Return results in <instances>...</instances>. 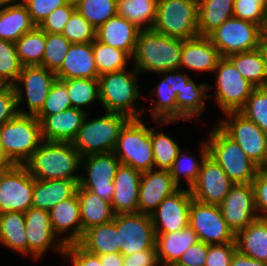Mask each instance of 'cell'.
I'll return each mask as SVG.
<instances>
[{
  "instance_id": "cell-1",
  "label": "cell",
  "mask_w": 267,
  "mask_h": 266,
  "mask_svg": "<svg viewBox=\"0 0 267 266\" xmlns=\"http://www.w3.org/2000/svg\"><path fill=\"white\" fill-rule=\"evenodd\" d=\"M81 156L71 142L45 141L24 164L37 180L69 179L79 183L75 172L81 167Z\"/></svg>"
},
{
  "instance_id": "cell-2",
  "label": "cell",
  "mask_w": 267,
  "mask_h": 266,
  "mask_svg": "<svg viewBox=\"0 0 267 266\" xmlns=\"http://www.w3.org/2000/svg\"><path fill=\"white\" fill-rule=\"evenodd\" d=\"M182 50V39L155 32L141 30L132 56L134 68L141 72L178 70Z\"/></svg>"
},
{
  "instance_id": "cell-3",
  "label": "cell",
  "mask_w": 267,
  "mask_h": 266,
  "mask_svg": "<svg viewBox=\"0 0 267 266\" xmlns=\"http://www.w3.org/2000/svg\"><path fill=\"white\" fill-rule=\"evenodd\" d=\"M139 74L134 68L133 72L120 70L99 76V101L106 112L123 114L130 119L142 118L143 109L135 106L142 98L137 83Z\"/></svg>"
},
{
  "instance_id": "cell-4",
  "label": "cell",
  "mask_w": 267,
  "mask_h": 266,
  "mask_svg": "<svg viewBox=\"0 0 267 266\" xmlns=\"http://www.w3.org/2000/svg\"><path fill=\"white\" fill-rule=\"evenodd\" d=\"M88 115L71 142L74 148L81 157L113 152L120 132L130 118L119 113L105 112L103 116L88 121Z\"/></svg>"
},
{
  "instance_id": "cell-5",
  "label": "cell",
  "mask_w": 267,
  "mask_h": 266,
  "mask_svg": "<svg viewBox=\"0 0 267 266\" xmlns=\"http://www.w3.org/2000/svg\"><path fill=\"white\" fill-rule=\"evenodd\" d=\"M0 139L5 156L14 165H24L43 141L40 121L18 113L0 127Z\"/></svg>"
},
{
  "instance_id": "cell-6",
  "label": "cell",
  "mask_w": 267,
  "mask_h": 266,
  "mask_svg": "<svg viewBox=\"0 0 267 266\" xmlns=\"http://www.w3.org/2000/svg\"><path fill=\"white\" fill-rule=\"evenodd\" d=\"M206 142L209 156L220 165L233 183H252L260 167L217 125L209 132Z\"/></svg>"
},
{
  "instance_id": "cell-7",
  "label": "cell",
  "mask_w": 267,
  "mask_h": 266,
  "mask_svg": "<svg viewBox=\"0 0 267 266\" xmlns=\"http://www.w3.org/2000/svg\"><path fill=\"white\" fill-rule=\"evenodd\" d=\"M113 153L120 164L140 172L154 169L153 147L150 128L142 119H130L120 132Z\"/></svg>"
},
{
  "instance_id": "cell-8",
  "label": "cell",
  "mask_w": 267,
  "mask_h": 266,
  "mask_svg": "<svg viewBox=\"0 0 267 266\" xmlns=\"http://www.w3.org/2000/svg\"><path fill=\"white\" fill-rule=\"evenodd\" d=\"M151 29L182 40L199 36L197 0H158Z\"/></svg>"
},
{
  "instance_id": "cell-9",
  "label": "cell",
  "mask_w": 267,
  "mask_h": 266,
  "mask_svg": "<svg viewBox=\"0 0 267 266\" xmlns=\"http://www.w3.org/2000/svg\"><path fill=\"white\" fill-rule=\"evenodd\" d=\"M221 57L259 49L263 29L252 22L232 17L208 36Z\"/></svg>"
},
{
  "instance_id": "cell-10",
  "label": "cell",
  "mask_w": 267,
  "mask_h": 266,
  "mask_svg": "<svg viewBox=\"0 0 267 266\" xmlns=\"http://www.w3.org/2000/svg\"><path fill=\"white\" fill-rule=\"evenodd\" d=\"M214 72L217 74L215 86H208V90L215 88L216 103L223 113L238 112L255 87L240 74L227 57L220 58Z\"/></svg>"
},
{
  "instance_id": "cell-11",
  "label": "cell",
  "mask_w": 267,
  "mask_h": 266,
  "mask_svg": "<svg viewBox=\"0 0 267 266\" xmlns=\"http://www.w3.org/2000/svg\"><path fill=\"white\" fill-rule=\"evenodd\" d=\"M227 120H221L218 127L259 167H264L267 155V134L254 122L239 112L224 113Z\"/></svg>"
},
{
  "instance_id": "cell-12",
  "label": "cell",
  "mask_w": 267,
  "mask_h": 266,
  "mask_svg": "<svg viewBox=\"0 0 267 266\" xmlns=\"http://www.w3.org/2000/svg\"><path fill=\"white\" fill-rule=\"evenodd\" d=\"M34 178L25 165L0 169V214L25 213L32 207Z\"/></svg>"
},
{
  "instance_id": "cell-13",
  "label": "cell",
  "mask_w": 267,
  "mask_h": 266,
  "mask_svg": "<svg viewBox=\"0 0 267 266\" xmlns=\"http://www.w3.org/2000/svg\"><path fill=\"white\" fill-rule=\"evenodd\" d=\"M189 225L198 241L209 245L235 241V233L223 218L219 205L205 204L192 199L189 207Z\"/></svg>"
},
{
  "instance_id": "cell-14",
  "label": "cell",
  "mask_w": 267,
  "mask_h": 266,
  "mask_svg": "<svg viewBox=\"0 0 267 266\" xmlns=\"http://www.w3.org/2000/svg\"><path fill=\"white\" fill-rule=\"evenodd\" d=\"M118 244L123 256L156 248V234L151 216L144 213L117 214Z\"/></svg>"
},
{
  "instance_id": "cell-15",
  "label": "cell",
  "mask_w": 267,
  "mask_h": 266,
  "mask_svg": "<svg viewBox=\"0 0 267 266\" xmlns=\"http://www.w3.org/2000/svg\"><path fill=\"white\" fill-rule=\"evenodd\" d=\"M56 79L55 72L45 67H22L20 75L13 84V87L16 92L17 107L19 108L24 101L23 99L26 98L29 112L23 109H18V112L20 114L36 115L43 107L47 95ZM22 89L25 90V93Z\"/></svg>"
},
{
  "instance_id": "cell-16",
  "label": "cell",
  "mask_w": 267,
  "mask_h": 266,
  "mask_svg": "<svg viewBox=\"0 0 267 266\" xmlns=\"http://www.w3.org/2000/svg\"><path fill=\"white\" fill-rule=\"evenodd\" d=\"M81 165L85 167L87 175L80 176L78 185L111 202L114 193L113 180L120 165L115 154L108 152L87 155L81 158Z\"/></svg>"
},
{
  "instance_id": "cell-17",
  "label": "cell",
  "mask_w": 267,
  "mask_h": 266,
  "mask_svg": "<svg viewBox=\"0 0 267 266\" xmlns=\"http://www.w3.org/2000/svg\"><path fill=\"white\" fill-rule=\"evenodd\" d=\"M234 185L220 165L208 155L190 193L196 201L219 205Z\"/></svg>"
},
{
  "instance_id": "cell-18",
  "label": "cell",
  "mask_w": 267,
  "mask_h": 266,
  "mask_svg": "<svg viewBox=\"0 0 267 266\" xmlns=\"http://www.w3.org/2000/svg\"><path fill=\"white\" fill-rule=\"evenodd\" d=\"M192 199L190 190L181 188L162 200L150 214L155 234L176 232L187 227Z\"/></svg>"
},
{
  "instance_id": "cell-19",
  "label": "cell",
  "mask_w": 267,
  "mask_h": 266,
  "mask_svg": "<svg viewBox=\"0 0 267 266\" xmlns=\"http://www.w3.org/2000/svg\"><path fill=\"white\" fill-rule=\"evenodd\" d=\"M26 236L28 240V255L38 259L44 255L51 246L64 256L65 243L58 239L52 228L50 213L36 208H29L25 213ZM54 243V244H53Z\"/></svg>"
},
{
  "instance_id": "cell-20",
  "label": "cell",
  "mask_w": 267,
  "mask_h": 266,
  "mask_svg": "<svg viewBox=\"0 0 267 266\" xmlns=\"http://www.w3.org/2000/svg\"><path fill=\"white\" fill-rule=\"evenodd\" d=\"M223 218L236 234L258 218L252 183L235 184L219 204Z\"/></svg>"
},
{
  "instance_id": "cell-21",
  "label": "cell",
  "mask_w": 267,
  "mask_h": 266,
  "mask_svg": "<svg viewBox=\"0 0 267 266\" xmlns=\"http://www.w3.org/2000/svg\"><path fill=\"white\" fill-rule=\"evenodd\" d=\"M179 71L178 69L158 73H166L165 75L168 74V76L151 90L152 96L158 97V100L151 98L154 101V107L150 109L152 120L157 124L163 125L174 121L176 123V96L191 79V76L181 74Z\"/></svg>"
},
{
  "instance_id": "cell-22",
  "label": "cell",
  "mask_w": 267,
  "mask_h": 266,
  "mask_svg": "<svg viewBox=\"0 0 267 266\" xmlns=\"http://www.w3.org/2000/svg\"><path fill=\"white\" fill-rule=\"evenodd\" d=\"M179 189L169 170L151 169L143 172L138 193V213L150 215L162 200Z\"/></svg>"
},
{
  "instance_id": "cell-23",
  "label": "cell",
  "mask_w": 267,
  "mask_h": 266,
  "mask_svg": "<svg viewBox=\"0 0 267 266\" xmlns=\"http://www.w3.org/2000/svg\"><path fill=\"white\" fill-rule=\"evenodd\" d=\"M142 172L120 164L113 180L111 206L115 215L138 213V193Z\"/></svg>"
},
{
  "instance_id": "cell-24",
  "label": "cell",
  "mask_w": 267,
  "mask_h": 266,
  "mask_svg": "<svg viewBox=\"0 0 267 266\" xmlns=\"http://www.w3.org/2000/svg\"><path fill=\"white\" fill-rule=\"evenodd\" d=\"M88 111L68 108L61 113L45 116L40 121L42 139L45 141L72 142Z\"/></svg>"
},
{
  "instance_id": "cell-25",
  "label": "cell",
  "mask_w": 267,
  "mask_h": 266,
  "mask_svg": "<svg viewBox=\"0 0 267 266\" xmlns=\"http://www.w3.org/2000/svg\"><path fill=\"white\" fill-rule=\"evenodd\" d=\"M52 228L57 236L69 232L61 240L65 245L78 243L83 236V227L80 218V204L78 195L75 193L72 197L56 204L49 211ZM72 228V229H71Z\"/></svg>"
},
{
  "instance_id": "cell-26",
  "label": "cell",
  "mask_w": 267,
  "mask_h": 266,
  "mask_svg": "<svg viewBox=\"0 0 267 266\" xmlns=\"http://www.w3.org/2000/svg\"><path fill=\"white\" fill-rule=\"evenodd\" d=\"M221 58L218 49L206 36L182 40L180 69L210 72L214 71Z\"/></svg>"
},
{
  "instance_id": "cell-27",
  "label": "cell",
  "mask_w": 267,
  "mask_h": 266,
  "mask_svg": "<svg viewBox=\"0 0 267 266\" xmlns=\"http://www.w3.org/2000/svg\"><path fill=\"white\" fill-rule=\"evenodd\" d=\"M59 80L99 78L91 43L71 44L61 67L55 72Z\"/></svg>"
},
{
  "instance_id": "cell-28",
  "label": "cell",
  "mask_w": 267,
  "mask_h": 266,
  "mask_svg": "<svg viewBox=\"0 0 267 266\" xmlns=\"http://www.w3.org/2000/svg\"><path fill=\"white\" fill-rule=\"evenodd\" d=\"M140 32L141 30L133 23L115 15L96 29V40L124 50L132 57Z\"/></svg>"
},
{
  "instance_id": "cell-29",
  "label": "cell",
  "mask_w": 267,
  "mask_h": 266,
  "mask_svg": "<svg viewBox=\"0 0 267 266\" xmlns=\"http://www.w3.org/2000/svg\"><path fill=\"white\" fill-rule=\"evenodd\" d=\"M77 187L78 182L76 180L34 179L32 207L49 212L56 204L72 197L76 193Z\"/></svg>"
},
{
  "instance_id": "cell-30",
  "label": "cell",
  "mask_w": 267,
  "mask_h": 266,
  "mask_svg": "<svg viewBox=\"0 0 267 266\" xmlns=\"http://www.w3.org/2000/svg\"><path fill=\"white\" fill-rule=\"evenodd\" d=\"M198 241L196 232L188 225L183 230L156 234V248L161 266H174L184 251Z\"/></svg>"
},
{
  "instance_id": "cell-31",
  "label": "cell",
  "mask_w": 267,
  "mask_h": 266,
  "mask_svg": "<svg viewBox=\"0 0 267 266\" xmlns=\"http://www.w3.org/2000/svg\"><path fill=\"white\" fill-rule=\"evenodd\" d=\"M235 241L241 254L267 262V219L257 218L239 230Z\"/></svg>"
},
{
  "instance_id": "cell-32",
  "label": "cell",
  "mask_w": 267,
  "mask_h": 266,
  "mask_svg": "<svg viewBox=\"0 0 267 266\" xmlns=\"http://www.w3.org/2000/svg\"><path fill=\"white\" fill-rule=\"evenodd\" d=\"M78 244L87 252L95 255L120 253L116 222L113 219L88 228Z\"/></svg>"
},
{
  "instance_id": "cell-33",
  "label": "cell",
  "mask_w": 267,
  "mask_h": 266,
  "mask_svg": "<svg viewBox=\"0 0 267 266\" xmlns=\"http://www.w3.org/2000/svg\"><path fill=\"white\" fill-rule=\"evenodd\" d=\"M36 25L32 22L26 6L19 3L0 7V39L15 43Z\"/></svg>"
},
{
  "instance_id": "cell-34",
  "label": "cell",
  "mask_w": 267,
  "mask_h": 266,
  "mask_svg": "<svg viewBox=\"0 0 267 266\" xmlns=\"http://www.w3.org/2000/svg\"><path fill=\"white\" fill-rule=\"evenodd\" d=\"M80 204V218L84 231L88 228L110 222L114 219L110 202L101 199L91 191L81 188L79 185L76 191Z\"/></svg>"
},
{
  "instance_id": "cell-35",
  "label": "cell",
  "mask_w": 267,
  "mask_h": 266,
  "mask_svg": "<svg viewBox=\"0 0 267 266\" xmlns=\"http://www.w3.org/2000/svg\"><path fill=\"white\" fill-rule=\"evenodd\" d=\"M208 84L200 83L197 85L190 79L178 92L176 96V121L183 119L189 120L192 117L200 116L201 112L206 109L205 100L212 97L206 94Z\"/></svg>"
},
{
  "instance_id": "cell-36",
  "label": "cell",
  "mask_w": 267,
  "mask_h": 266,
  "mask_svg": "<svg viewBox=\"0 0 267 266\" xmlns=\"http://www.w3.org/2000/svg\"><path fill=\"white\" fill-rule=\"evenodd\" d=\"M199 36H208L233 17L234 0H197Z\"/></svg>"
},
{
  "instance_id": "cell-37",
  "label": "cell",
  "mask_w": 267,
  "mask_h": 266,
  "mask_svg": "<svg viewBox=\"0 0 267 266\" xmlns=\"http://www.w3.org/2000/svg\"><path fill=\"white\" fill-rule=\"evenodd\" d=\"M18 253L28 254L25 217L22 212L0 214V244Z\"/></svg>"
},
{
  "instance_id": "cell-38",
  "label": "cell",
  "mask_w": 267,
  "mask_h": 266,
  "mask_svg": "<svg viewBox=\"0 0 267 266\" xmlns=\"http://www.w3.org/2000/svg\"><path fill=\"white\" fill-rule=\"evenodd\" d=\"M227 58L255 88L267 87V70L260 48L249 52L234 53Z\"/></svg>"
},
{
  "instance_id": "cell-39",
  "label": "cell",
  "mask_w": 267,
  "mask_h": 266,
  "mask_svg": "<svg viewBox=\"0 0 267 266\" xmlns=\"http://www.w3.org/2000/svg\"><path fill=\"white\" fill-rule=\"evenodd\" d=\"M157 6L158 0H117V15L140 30H149L156 19Z\"/></svg>"
},
{
  "instance_id": "cell-40",
  "label": "cell",
  "mask_w": 267,
  "mask_h": 266,
  "mask_svg": "<svg viewBox=\"0 0 267 266\" xmlns=\"http://www.w3.org/2000/svg\"><path fill=\"white\" fill-rule=\"evenodd\" d=\"M22 66H42L46 46V33L38 26L22 35L15 43Z\"/></svg>"
},
{
  "instance_id": "cell-41",
  "label": "cell",
  "mask_w": 267,
  "mask_h": 266,
  "mask_svg": "<svg viewBox=\"0 0 267 266\" xmlns=\"http://www.w3.org/2000/svg\"><path fill=\"white\" fill-rule=\"evenodd\" d=\"M200 146V160H196L195 157L191 156L190 154L186 155V152L181 153L180 150L176 159L173 162L172 167L169 169L170 175L172 176L174 183L179 188H181L180 179L182 178V176L187 181L189 190L196 182L202 163L204 159L209 155L207 142H203Z\"/></svg>"
},
{
  "instance_id": "cell-42",
  "label": "cell",
  "mask_w": 267,
  "mask_h": 266,
  "mask_svg": "<svg viewBox=\"0 0 267 266\" xmlns=\"http://www.w3.org/2000/svg\"><path fill=\"white\" fill-rule=\"evenodd\" d=\"M92 50L99 76L104 73L126 70L127 61L132 58L124 50L102 44L96 39L92 42Z\"/></svg>"
},
{
  "instance_id": "cell-43",
  "label": "cell",
  "mask_w": 267,
  "mask_h": 266,
  "mask_svg": "<svg viewBox=\"0 0 267 266\" xmlns=\"http://www.w3.org/2000/svg\"><path fill=\"white\" fill-rule=\"evenodd\" d=\"M61 81L67 87L71 107L86 111L85 106L100 99L98 78H75Z\"/></svg>"
},
{
  "instance_id": "cell-44",
  "label": "cell",
  "mask_w": 267,
  "mask_h": 266,
  "mask_svg": "<svg viewBox=\"0 0 267 266\" xmlns=\"http://www.w3.org/2000/svg\"><path fill=\"white\" fill-rule=\"evenodd\" d=\"M76 10L96 29L117 15V0H73Z\"/></svg>"
},
{
  "instance_id": "cell-45",
  "label": "cell",
  "mask_w": 267,
  "mask_h": 266,
  "mask_svg": "<svg viewBox=\"0 0 267 266\" xmlns=\"http://www.w3.org/2000/svg\"><path fill=\"white\" fill-rule=\"evenodd\" d=\"M154 128H150V139L153 147L154 169L169 170L179 151V145L170 136L163 132H154Z\"/></svg>"
},
{
  "instance_id": "cell-46",
  "label": "cell",
  "mask_w": 267,
  "mask_h": 266,
  "mask_svg": "<svg viewBox=\"0 0 267 266\" xmlns=\"http://www.w3.org/2000/svg\"><path fill=\"white\" fill-rule=\"evenodd\" d=\"M267 134V87H256L238 111Z\"/></svg>"
},
{
  "instance_id": "cell-47",
  "label": "cell",
  "mask_w": 267,
  "mask_h": 266,
  "mask_svg": "<svg viewBox=\"0 0 267 266\" xmlns=\"http://www.w3.org/2000/svg\"><path fill=\"white\" fill-rule=\"evenodd\" d=\"M71 44L61 33H46L42 67L56 72L61 67Z\"/></svg>"
},
{
  "instance_id": "cell-48",
  "label": "cell",
  "mask_w": 267,
  "mask_h": 266,
  "mask_svg": "<svg viewBox=\"0 0 267 266\" xmlns=\"http://www.w3.org/2000/svg\"><path fill=\"white\" fill-rule=\"evenodd\" d=\"M22 67L15 44L0 39V78L6 84L13 85L18 79Z\"/></svg>"
},
{
  "instance_id": "cell-49",
  "label": "cell",
  "mask_w": 267,
  "mask_h": 266,
  "mask_svg": "<svg viewBox=\"0 0 267 266\" xmlns=\"http://www.w3.org/2000/svg\"><path fill=\"white\" fill-rule=\"evenodd\" d=\"M61 34L72 44L91 43L96 39V28L75 10Z\"/></svg>"
},
{
  "instance_id": "cell-50",
  "label": "cell",
  "mask_w": 267,
  "mask_h": 266,
  "mask_svg": "<svg viewBox=\"0 0 267 266\" xmlns=\"http://www.w3.org/2000/svg\"><path fill=\"white\" fill-rule=\"evenodd\" d=\"M71 108V100L67 92L66 85L59 79H56L47 95L41 110L35 117L41 121L45 116L61 113Z\"/></svg>"
},
{
  "instance_id": "cell-51",
  "label": "cell",
  "mask_w": 267,
  "mask_h": 266,
  "mask_svg": "<svg viewBox=\"0 0 267 266\" xmlns=\"http://www.w3.org/2000/svg\"><path fill=\"white\" fill-rule=\"evenodd\" d=\"M233 17L259 25L267 24V0H234Z\"/></svg>"
},
{
  "instance_id": "cell-52",
  "label": "cell",
  "mask_w": 267,
  "mask_h": 266,
  "mask_svg": "<svg viewBox=\"0 0 267 266\" xmlns=\"http://www.w3.org/2000/svg\"><path fill=\"white\" fill-rule=\"evenodd\" d=\"M75 10L74 1L70 0L66 5L53 10L41 21L38 27L45 33H62L67 21Z\"/></svg>"
},
{
  "instance_id": "cell-53",
  "label": "cell",
  "mask_w": 267,
  "mask_h": 266,
  "mask_svg": "<svg viewBox=\"0 0 267 266\" xmlns=\"http://www.w3.org/2000/svg\"><path fill=\"white\" fill-rule=\"evenodd\" d=\"M70 0H21L32 22L38 26L53 10L66 5Z\"/></svg>"
},
{
  "instance_id": "cell-54",
  "label": "cell",
  "mask_w": 267,
  "mask_h": 266,
  "mask_svg": "<svg viewBox=\"0 0 267 266\" xmlns=\"http://www.w3.org/2000/svg\"><path fill=\"white\" fill-rule=\"evenodd\" d=\"M236 251V242L209 245L204 266H230Z\"/></svg>"
},
{
  "instance_id": "cell-55",
  "label": "cell",
  "mask_w": 267,
  "mask_h": 266,
  "mask_svg": "<svg viewBox=\"0 0 267 266\" xmlns=\"http://www.w3.org/2000/svg\"><path fill=\"white\" fill-rule=\"evenodd\" d=\"M252 186L258 218L267 219V168H259L252 181Z\"/></svg>"
},
{
  "instance_id": "cell-56",
  "label": "cell",
  "mask_w": 267,
  "mask_h": 266,
  "mask_svg": "<svg viewBox=\"0 0 267 266\" xmlns=\"http://www.w3.org/2000/svg\"><path fill=\"white\" fill-rule=\"evenodd\" d=\"M64 257H69L71 266H102L98 255L87 252L78 243L66 245Z\"/></svg>"
},
{
  "instance_id": "cell-57",
  "label": "cell",
  "mask_w": 267,
  "mask_h": 266,
  "mask_svg": "<svg viewBox=\"0 0 267 266\" xmlns=\"http://www.w3.org/2000/svg\"><path fill=\"white\" fill-rule=\"evenodd\" d=\"M16 92L13 85H8L0 92V127L18 114Z\"/></svg>"
},
{
  "instance_id": "cell-58",
  "label": "cell",
  "mask_w": 267,
  "mask_h": 266,
  "mask_svg": "<svg viewBox=\"0 0 267 266\" xmlns=\"http://www.w3.org/2000/svg\"><path fill=\"white\" fill-rule=\"evenodd\" d=\"M208 246L209 244L197 241L184 251L181 258L174 266H204L208 253Z\"/></svg>"
},
{
  "instance_id": "cell-59",
  "label": "cell",
  "mask_w": 267,
  "mask_h": 266,
  "mask_svg": "<svg viewBox=\"0 0 267 266\" xmlns=\"http://www.w3.org/2000/svg\"><path fill=\"white\" fill-rule=\"evenodd\" d=\"M122 266H161L157 249L138 251L134 254L124 256Z\"/></svg>"
},
{
  "instance_id": "cell-60",
  "label": "cell",
  "mask_w": 267,
  "mask_h": 266,
  "mask_svg": "<svg viewBox=\"0 0 267 266\" xmlns=\"http://www.w3.org/2000/svg\"><path fill=\"white\" fill-rule=\"evenodd\" d=\"M230 266H267V262L250 258L237 250L232 257Z\"/></svg>"
},
{
  "instance_id": "cell-61",
  "label": "cell",
  "mask_w": 267,
  "mask_h": 266,
  "mask_svg": "<svg viewBox=\"0 0 267 266\" xmlns=\"http://www.w3.org/2000/svg\"><path fill=\"white\" fill-rule=\"evenodd\" d=\"M98 256L102 266H122L124 263V256L121 253H110Z\"/></svg>"
},
{
  "instance_id": "cell-62",
  "label": "cell",
  "mask_w": 267,
  "mask_h": 266,
  "mask_svg": "<svg viewBox=\"0 0 267 266\" xmlns=\"http://www.w3.org/2000/svg\"><path fill=\"white\" fill-rule=\"evenodd\" d=\"M14 165L6 156H5V152L4 149L2 147V142L0 139V169H4L7 167H10Z\"/></svg>"
},
{
  "instance_id": "cell-63",
  "label": "cell",
  "mask_w": 267,
  "mask_h": 266,
  "mask_svg": "<svg viewBox=\"0 0 267 266\" xmlns=\"http://www.w3.org/2000/svg\"><path fill=\"white\" fill-rule=\"evenodd\" d=\"M263 53L264 59H265V66H266V70H267V40L262 37L261 43H260V47H259Z\"/></svg>"
},
{
  "instance_id": "cell-64",
  "label": "cell",
  "mask_w": 267,
  "mask_h": 266,
  "mask_svg": "<svg viewBox=\"0 0 267 266\" xmlns=\"http://www.w3.org/2000/svg\"><path fill=\"white\" fill-rule=\"evenodd\" d=\"M18 0H0V7L18 3Z\"/></svg>"
},
{
  "instance_id": "cell-65",
  "label": "cell",
  "mask_w": 267,
  "mask_h": 266,
  "mask_svg": "<svg viewBox=\"0 0 267 266\" xmlns=\"http://www.w3.org/2000/svg\"><path fill=\"white\" fill-rule=\"evenodd\" d=\"M8 84H6L1 78H0V92H2Z\"/></svg>"
},
{
  "instance_id": "cell-66",
  "label": "cell",
  "mask_w": 267,
  "mask_h": 266,
  "mask_svg": "<svg viewBox=\"0 0 267 266\" xmlns=\"http://www.w3.org/2000/svg\"><path fill=\"white\" fill-rule=\"evenodd\" d=\"M263 37L267 40V24L265 25L263 29Z\"/></svg>"
},
{
  "instance_id": "cell-67",
  "label": "cell",
  "mask_w": 267,
  "mask_h": 266,
  "mask_svg": "<svg viewBox=\"0 0 267 266\" xmlns=\"http://www.w3.org/2000/svg\"><path fill=\"white\" fill-rule=\"evenodd\" d=\"M264 168H267V155H266V162Z\"/></svg>"
}]
</instances>
